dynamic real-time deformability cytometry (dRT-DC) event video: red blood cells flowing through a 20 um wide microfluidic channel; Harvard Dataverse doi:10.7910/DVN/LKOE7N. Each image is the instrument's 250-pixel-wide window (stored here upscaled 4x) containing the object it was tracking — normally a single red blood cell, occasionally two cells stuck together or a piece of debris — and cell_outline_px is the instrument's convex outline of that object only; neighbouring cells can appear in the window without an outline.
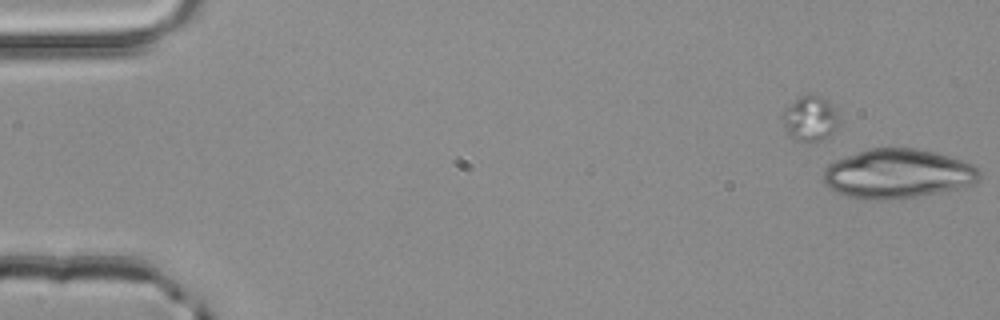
{"species": "common noctule bat (a hibernating species)", "species_latin": "Nyctalus noctula", "temperature_condition": "room temperature", "stored_images_in_passage": 7, "segment_of_instrument_passage": [2, 2], "camera_frame_rate_fps": 3000, "um_per_image_px": 0.085, "animal": {"sex": "male", "body_mass_g": 20.4}, "frame": {"image": 1, "passage_image": 7, "time_ms": 2.0, "image_size_px": [1000, 320], "cell_outline_px": [[980, 176], [972, 184], [960, 188], [904, 200], [860, 200], [844, 196], [828, 188], [824, 184], [824, 168], [828, 164], [836, 160], [868, 148], [916, 148], [948, 156], [972, 164], [980, 172]], "centroid_in_image_um": [76.25, 14.8], "position_along_channel_um": 8.7, "area_um2": 45.37}}